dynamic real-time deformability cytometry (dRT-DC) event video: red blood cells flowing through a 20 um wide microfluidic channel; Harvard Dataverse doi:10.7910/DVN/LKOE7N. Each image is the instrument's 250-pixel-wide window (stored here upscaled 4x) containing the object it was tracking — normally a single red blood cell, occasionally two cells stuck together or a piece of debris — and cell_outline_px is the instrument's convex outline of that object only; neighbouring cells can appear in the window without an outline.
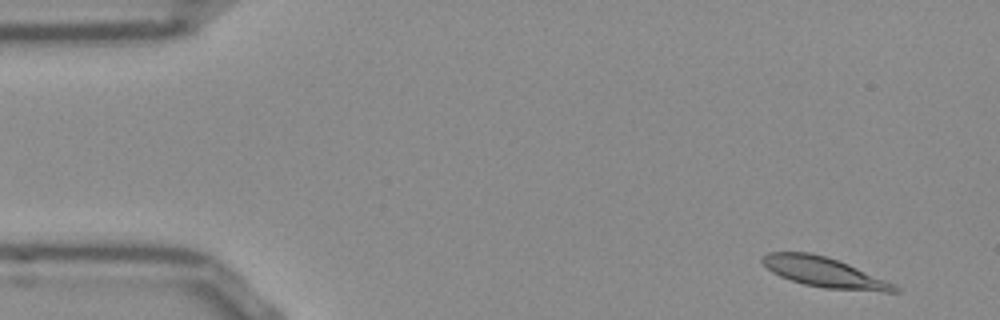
{"species": "Egyptian fruit bat (a non-hibernating species)", "species_latin": "Rousettus aegyptiacus", "temperature_condition": "room temperature", "stored_images_in_passage": 53, "segment_of_instrument_passage": [1, 2], "camera_frame_rate_fps": 3000, "um_per_image_px": 0.085, "frame": {"image": 1, "passage_image": 3, "time_ms": 0.667, "image_size_px": [1000, 320], "cell_outline_px": [[900, 292], [884, 292], [824, 288], [804, 284], [780, 276], [772, 272], [760, 260], [768, 252], [808, 252], [824, 256], [848, 264], [884, 280], [900, 288]], "centroid_in_image_um": [70.03, 23.15], "position_along_channel_um": 15.0, "area_um2": 22.6}}
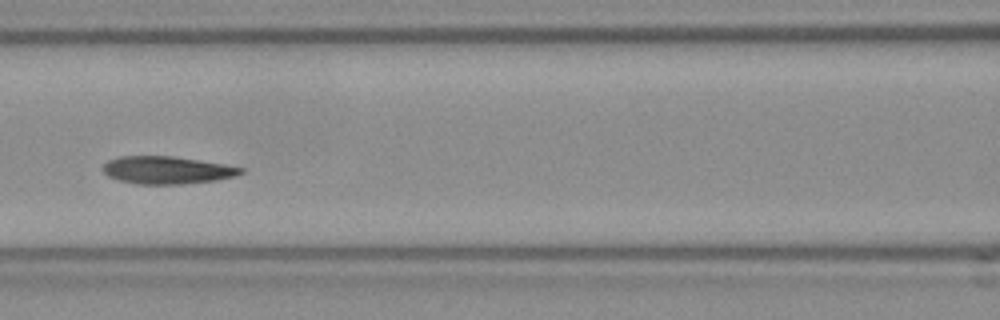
{"frame": {"image": 2, "passage_image": 22, "time_ms": 7.0, "image_size_px": [1000, 320], "cell_outline_px": [[244, 172], [236, 176], [216, 180], [180, 184], [136, 184], [120, 180], [108, 176], [104, 172], [104, 164], [108, 160], [120, 156], [172, 156], [224, 164], [244, 168]], "centroid_in_image_um": [14.2, 14.46], "position_along_channel_um": 152.4, "area_um2": 22.02}}
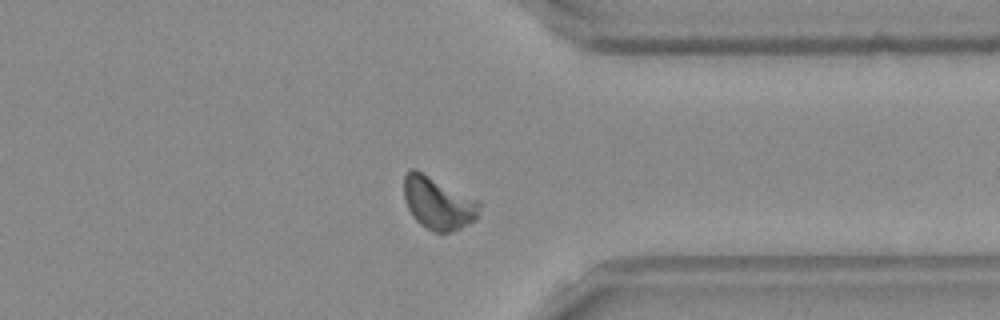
{"frame": {"image": 3, "passage_image": 40, "time_ms": 13.0, "image_size_px": [1000, 320], "cell_outline_px": [[480, 216], [476, 220], [452, 232], [436, 232], [420, 224], [416, 220], [408, 208], [404, 200], [404, 176], [412, 168], [416, 168], [480, 200]], "centroid_in_image_um": [37.28, 17.24], "position_along_channel_um": 374.1, "area_um2": 23.47}}